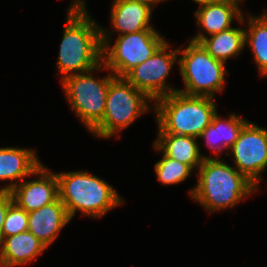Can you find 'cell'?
I'll use <instances>...</instances> for the list:
<instances>
[{"instance_id":"obj_23","label":"cell","mask_w":267,"mask_h":267,"mask_svg":"<svg viewBox=\"0 0 267 267\" xmlns=\"http://www.w3.org/2000/svg\"><path fill=\"white\" fill-rule=\"evenodd\" d=\"M13 197L9 191H0V244L3 240V223L8 207L13 203Z\"/></svg>"},{"instance_id":"obj_19","label":"cell","mask_w":267,"mask_h":267,"mask_svg":"<svg viewBox=\"0 0 267 267\" xmlns=\"http://www.w3.org/2000/svg\"><path fill=\"white\" fill-rule=\"evenodd\" d=\"M247 122L235 114H230L228 119L222 120L216 112L211 123L198 138H204L208 147L220 154L222 149H230Z\"/></svg>"},{"instance_id":"obj_21","label":"cell","mask_w":267,"mask_h":267,"mask_svg":"<svg viewBox=\"0 0 267 267\" xmlns=\"http://www.w3.org/2000/svg\"><path fill=\"white\" fill-rule=\"evenodd\" d=\"M162 159L155 164L157 179L164 185H173L187 179L192 174V168L189 165L176 161L164 153Z\"/></svg>"},{"instance_id":"obj_13","label":"cell","mask_w":267,"mask_h":267,"mask_svg":"<svg viewBox=\"0 0 267 267\" xmlns=\"http://www.w3.org/2000/svg\"><path fill=\"white\" fill-rule=\"evenodd\" d=\"M46 248L30 231L4 237L0 244V267L24 265L40 255Z\"/></svg>"},{"instance_id":"obj_15","label":"cell","mask_w":267,"mask_h":267,"mask_svg":"<svg viewBox=\"0 0 267 267\" xmlns=\"http://www.w3.org/2000/svg\"><path fill=\"white\" fill-rule=\"evenodd\" d=\"M241 0H218L200 6L196 10L198 26L205 29L210 36L231 28L232 20L236 17L241 23L243 15L238 7Z\"/></svg>"},{"instance_id":"obj_18","label":"cell","mask_w":267,"mask_h":267,"mask_svg":"<svg viewBox=\"0 0 267 267\" xmlns=\"http://www.w3.org/2000/svg\"><path fill=\"white\" fill-rule=\"evenodd\" d=\"M35 151L15 147L0 148V180L31 176L41 165Z\"/></svg>"},{"instance_id":"obj_17","label":"cell","mask_w":267,"mask_h":267,"mask_svg":"<svg viewBox=\"0 0 267 267\" xmlns=\"http://www.w3.org/2000/svg\"><path fill=\"white\" fill-rule=\"evenodd\" d=\"M191 41L201 43L214 59L224 63L228 58L239 55L246 45L245 30L234 27L213 34L209 38L203 33H199Z\"/></svg>"},{"instance_id":"obj_5","label":"cell","mask_w":267,"mask_h":267,"mask_svg":"<svg viewBox=\"0 0 267 267\" xmlns=\"http://www.w3.org/2000/svg\"><path fill=\"white\" fill-rule=\"evenodd\" d=\"M148 101L152 100L124 77L114 76L108 87L103 118L90 132L103 138L112 137L148 111Z\"/></svg>"},{"instance_id":"obj_16","label":"cell","mask_w":267,"mask_h":267,"mask_svg":"<svg viewBox=\"0 0 267 267\" xmlns=\"http://www.w3.org/2000/svg\"><path fill=\"white\" fill-rule=\"evenodd\" d=\"M198 138L192 136L158 133L154 141L155 150L163 153L176 161L189 165L192 169L200 167L205 156H201Z\"/></svg>"},{"instance_id":"obj_6","label":"cell","mask_w":267,"mask_h":267,"mask_svg":"<svg viewBox=\"0 0 267 267\" xmlns=\"http://www.w3.org/2000/svg\"><path fill=\"white\" fill-rule=\"evenodd\" d=\"M107 35L101 28L102 64L103 68L111 70L117 77H124L135 66L149 59L166 42L156 30H142L119 35L112 47Z\"/></svg>"},{"instance_id":"obj_3","label":"cell","mask_w":267,"mask_h":267,"mask_svg":"<svg viewBox=\"0 0 267 267\" xmlns=\"http://www.w3.org/2000/svg\"><path fill=\"white\" fill-rule=\"evenodd\" d=\"M159 133L198 138L216 111L214 97L173 92L155 102Z\"/></svg>"},{"instance_id":"obj_22","label":"cell","mask_w":267,"mask_h":267,"mask_svg":"<svg viewBox=\"0 0 267 267\" xmlns=\"http://www.w3.org/2000/svg\"><path fill=\"white\" fill-rule=\"evenodd\" d=\"M28 231V212L13 202L6 212L3 223V238Z\"/></svg>"},{"instance_id":"obj_2","label":"cell","mask_w":267,"mask_h":267,"mask_svg":"<svg viewBox=\"0 0 267 267\" xmlns=\"http://www.w3.org/2000/svg\"><path fill=\"white\" fill-rule=\"evenodd\" d=\"M198 170V183L190 194L210 212L231 208L257 189L235 166L225 164L224 159L205 157Z\"/></svg>"},{"instance_id":"obj_4","label":"cell","mask_w":267,"mask_h":267,"mask_svg":"<svg viewBox=\"0 0 267 267\" xmlns=\"http://www.w3.org/2000/svg\"><path fill=\"white\" fill-rule=\"evenodd\" d=\"M56 177L59 199L65 205L70 219L76 210L94 218L101 217L123 203L122 198L106 181L86 171L56 173Z\"/></svg>"},{"instance_id":"obj_24","label":"cell","mask_w":267,"mask_h":267,"mask_svg":"<svg viewBox=\"0 0 267 267\" xmlns=\"http://www.w3.org/2000/svg\"><path fill=\"white\" fill-rule=\"evenodd\" d=\"M136 1H139L143 4H146L148 5L150 8H152V5H154L155 3L157 4V2H161L163 0H136Z\"/></svg>"},{"instance_id":"obj_12","label":"cell","mask_w":267,"mask_h":267,"mask_svg":"<svg viewBox=\"0 0 267 267\" xmlns=\"http://www.w3.org/2000/svg\"><path fill=\"white\" fill-rule=\"evenodd\" d=\"M70 220L65 205L58 198L51 204L28 212V231L48 247Z\"/></svg>"},{"instance_id":"obj_8","label":"cell","mask_w":267,"mask_h":267,"mask_svg":"<svg viewBox=\"0 0 267 267\" xmlns=\"http://www.w3.org/2000/svg\"><path fill=\"white\" fill-rule=\"evenodd\" d=\"M102 63L94 70L62 78L61 83L72 109L82 123L91 131L103 118L107 91L113 74L96 79L92 71L100 70Z\"/></svg>"},{"instance_id":"obj_1","label":"cell","mask_w":267,"mask_h":267,"mask_svg":"<svg viewBox=\"0 0 267 267\" xmlns=\"http://www.w3.org/2000/svg\"><path fill=\"white\" fill-rule=\"evenodd\" d=\"M65 25L57 61L59 72L65 78L94 70L102 63L101 27L88 15L84 0L73 1Z\"/></svg>"},{"instance_id":"obj_14","label":"cell","mask_w":267,"mask_h":267,"mask_svg":"<svg viewBox=\"0 0 267 267\" xmlns=\"http://www.w3.org/2000/svg\"><path fill=\"white\" fill-rule=\"evenodd\" d=\"M151 10L148 5L136 0H113L111 22L121 35L142 30H155L149 25Z\"/></svg>"},{"instance_id":"obj_11","label":"cell","mask_w":267,"mask_h":267,"mask_svg":"<svg viewBox=\"0 0 267 267\" xmlns=\"http://www.w3.org/2000/svg\"><path fill=\"white\" fill-rule=\"evenodd\" d=\"M33 175H38L40 179L20 184L14 182L0 189L11 192L13 201L26 212L35 211L59 198L56 174L49 173V170L41 164Z\"/></svg>"},{"instance_id":"obj_7","label":"cell","mask_w":267,"mask_h":267,"mask_svg":"<svg viewBox=\"0 0 267 267\" xmlns=\"http://www.w3.org/2000/svg\"><path fill=\"white\" fill-rule=\"evenodd\" d=\"M180 74L185 89L178 90L190 96L213 97L225 83V63L214 59L199 42L190 41L186 49L178 51Z\"/></svg>"},{"instance_id":"obj_25","label":"cell","mask_w":267,"mask_h":267,"mask_svg":"<svg viewBox=\"0 0 267 267\" xmlns=\"http://www.w3.org/2000/svg\"><path fill=\"white\" fill-rule=\"evenodd\" d=\"M195 1L196 3L200 4L201 6L202 5H205V4H208V3H212V2H215V1H218V0H193Z\"/></svg>"},{"instance_id":"obj_10","label":"cell","mask_w":267,"mask_h":267,"mask_svg":"<svg viewBox=\"0 0 267 267\" xmlns=\"http://www.w3.org/2000/svg\"><path fill=\"white\" fill-rule=\"evenodd\" d=\"M229 150L235 168L257 186L262 179L259 175L267 166V130L247 122Z\"/></svg>"},{"instance_id":"obj_20","label":"cell","mask_w":267,"mask_h":267,"mask_svg":"<svg viewBox=\"0 0 267 267\" xmlns=\"http://www.w3.org/2000/svg\"><path fill=\"white\" fill-rule=\"evenodd\" d=\"M249 43L260 74L267 76V12L249 17V28L245 30V44Z\"/></svg>"},{"instance_id":"obj_9","label":"cell","mask_w":267,"mask_h":267,"mask_svg":"<svg viewBox=\"0 0 267 267\" xmlns=\"http://www.w3.org/2000/svg\"><path fill=\"white\" fill-rule=\"evenodd\" d=\"M168 48L169 44L166 41L149 59L135 66L124 76L137 90L142 91L154 102L179 90L165 84L171 68L178 61L179 51L176 49L167 52Z\"/></svg>"}]
</instances>
